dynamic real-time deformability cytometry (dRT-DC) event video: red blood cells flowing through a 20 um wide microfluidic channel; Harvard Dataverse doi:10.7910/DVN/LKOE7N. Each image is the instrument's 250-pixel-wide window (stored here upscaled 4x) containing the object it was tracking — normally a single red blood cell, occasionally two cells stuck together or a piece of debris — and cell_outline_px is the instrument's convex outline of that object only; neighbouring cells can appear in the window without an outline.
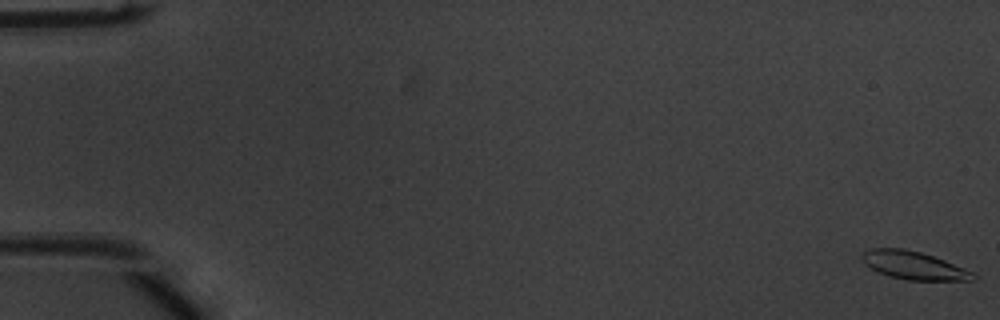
{"species": "common noctule bat (a hibernating species)", "species_latin": "Nyctalus noctula", "temperature_condition": "warm", "stored_images_in_passage": 53, "camera_frame_rate_fps": 3000, "um_per_image_px": 0.085, "animal": {"sex": "male", "body_mass_g": 20.1, "forearm_length_mm": 53.5}, "frame": {"image": 1, "passage_image": 1, "time_ms": 0.0, "image_size_px": [1000, 320], "cell_outline_px": [[976, 276], [972, 280], [908, 280], [888, 276], [864, 264], [860, 260], [860, 256], [864, 252], [872, 248], [904, 248], [920, 252], [944, 260], [964, 268], [972, 272]], "centroid_in_image_um": [77.62, 22.55], "position_along_channel_um": 7.4, "area_um2": 17.98}}
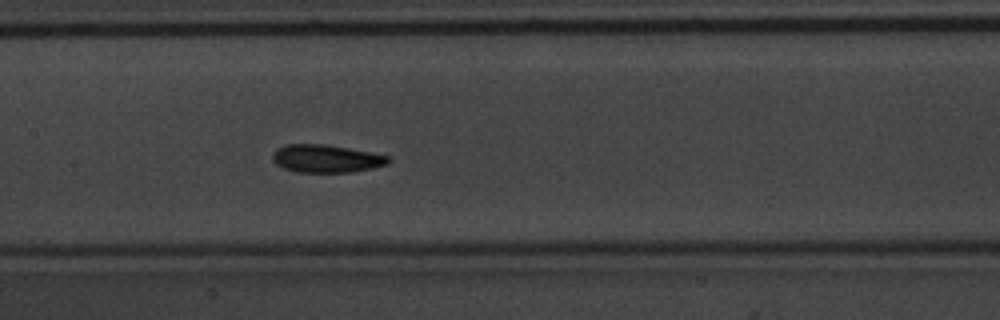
{"frame": {"image": 2, "passage_image": 27, "time_ms": 8.667, "image_size_px": [1000, 320], "cell_outline_px": [[392, 160], [388, 164], [372, 168], [348, 172], [296, 172], [284, 168], [276, 164], [272, 160], [272, 156], [276, 148], [288, 144], [324, 144], [372, 152], [388, 156]], "centroid_in_image_um": [27.72, 13.48], "position_along_channel_um": 179.7, "area_um2": 18.79}}
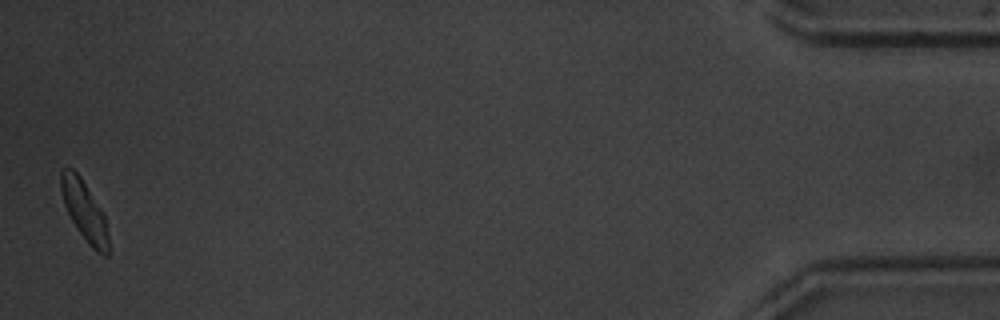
{"frame": {"image": 3, "passage_image": 53, "time_ms": 17.333, "image_size_px": [1000, 320], "cell_outline_px": [[108, 256], [104, 256], [96, 252], [88, 244], [76, 228], [64, 204], [60, 188], [60, 172], [64, 168], [72, 168], [80, 176], [104, 212], [108, 236]], "centroid_in_image_um": [7.18, 17.92], "position_along_channel_um": 428.0, "area_um2": 16.59}, "authors_computed_cell_mechanics": {"area_um2": 18.0914, "velocity_mm_per_s": 3.8604, "shape_relaxation_time_tau1_ms": 5.9864, "shape_relaxation_time_tau2_ms": 4.2387, "deformation_change_tau1": 0.1899, "deformation_change_tau2": 0.082}}